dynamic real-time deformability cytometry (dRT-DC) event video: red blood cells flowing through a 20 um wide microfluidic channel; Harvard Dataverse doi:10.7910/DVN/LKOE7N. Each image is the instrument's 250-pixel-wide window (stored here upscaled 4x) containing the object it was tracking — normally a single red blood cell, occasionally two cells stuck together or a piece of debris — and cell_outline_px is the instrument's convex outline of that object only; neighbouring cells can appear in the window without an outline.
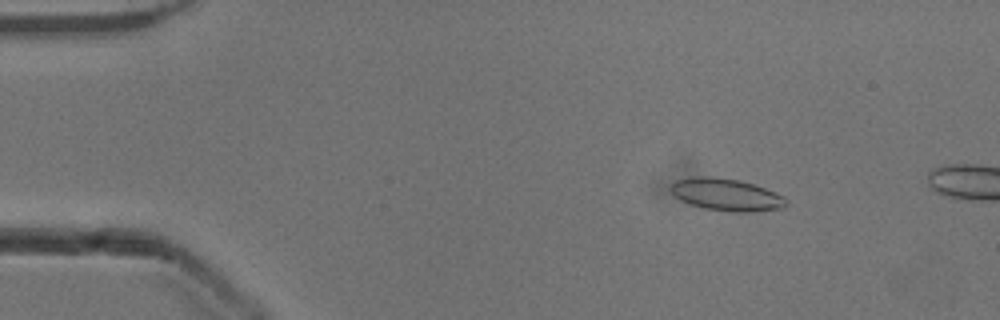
{"species": "common noctule bat (a hibernating species)", "species_latin": "Nyctalus noctula", "temperature_condition": "cold", "stored_images_in_passage": 11, "camera_frame_rate_fps": 3000, "um_per_image_px": 0.085, "animal": {"sex": "male", "body_mass_g": 13.3}, "frame": {"image": 1, "passage_image": 7, "time_ms": 2.0, "image_size_px": [1000, 320], "cell_outline_px": [[788, 204], [784, 208], [752, 212], [732, 212], [704, 208], [680, 200], [668, 188], [676, 180], [692, 176], [712, 176], [740, 180], [776, 192], [784, 196], [788, 200]], "centroid_in_image_um": [61.76, 16.54], "position_along_channel_um": 23.2, "area_um2": 21.85}}